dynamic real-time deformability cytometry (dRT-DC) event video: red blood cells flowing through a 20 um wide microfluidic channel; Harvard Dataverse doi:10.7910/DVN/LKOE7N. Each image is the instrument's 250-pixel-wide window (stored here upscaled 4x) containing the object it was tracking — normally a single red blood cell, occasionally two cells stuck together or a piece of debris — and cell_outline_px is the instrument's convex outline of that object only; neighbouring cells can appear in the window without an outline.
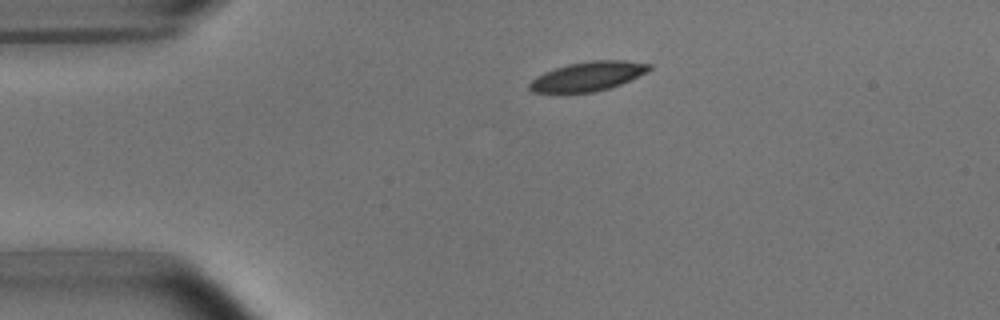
{"species": "common noctule bat (a hibernating species)", "species_latin": "Nyctalus noctula", "temperature_condition": "room temperature", "stored_images_in_passage": 2, "camera_frame_rate_fps": 3000, "um_per_image_px": 0.085, "animal": {"sex": "male", "body_mass_g": 15.6}, "frame": {"image": 1, "passage_image": 1, "time_ms": 0.0, "image_size_px": [1000, 320], "cell_outline_px": [[652, 68], [648, 72], [620, 84], [608, 88], [592, 92], [532, 92], [528, 88], [528, 84], [536, 76], [544, 72], [568, 64], [592, 60], [624, 60], [652, 64]], "centroid_in_image_um": [49.99, 6.47], "position_along_channel_um": 35.0, "area_um2": 20.29}}